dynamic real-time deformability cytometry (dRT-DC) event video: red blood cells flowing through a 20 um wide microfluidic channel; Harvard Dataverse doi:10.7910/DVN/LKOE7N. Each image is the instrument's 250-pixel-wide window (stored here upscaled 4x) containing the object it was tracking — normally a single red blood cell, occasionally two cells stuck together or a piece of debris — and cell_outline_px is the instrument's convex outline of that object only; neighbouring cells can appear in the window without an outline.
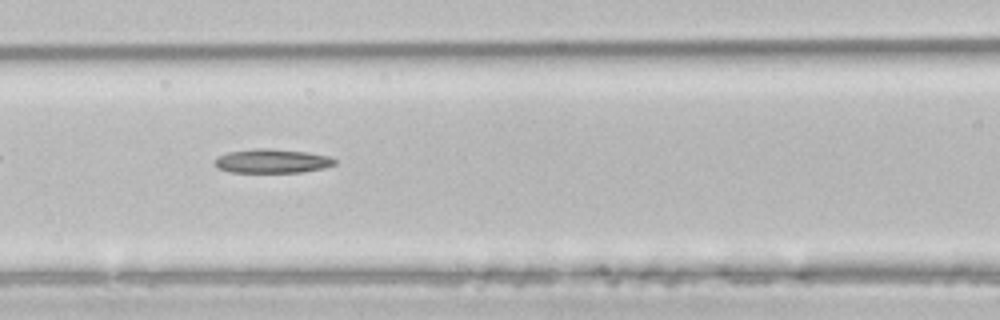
{"species": "common noctule bat (a hibernating species)", "species_latin": "Nyctalus noctula", "temperature_condition": "room temperature", "stored_images_in_passage": 36, "camera_frame_rate_fps": 3000, "um_per_image_px": 0.085, "animal": {"sex": "male", "body_mass_g": 21.5, "forearm_length_mm": 52.0}, "frame": {"image": 1, "passage_image": 16, "time_ms": 5.0, "image_size_px": [1000, 320], "cell_outline_px": [[336, 164], [324, 168], [300, 172], [228, 172], [220, 168], [216, 164], [216, 156], [228, 152], [256, 148], [272, 148], [308, 152], [328, 156], [336, 160]], "centroid_in_image_um": [23.14, 13.68], "position_along_channel_um": 143.5, "area_um2": 16.76}}
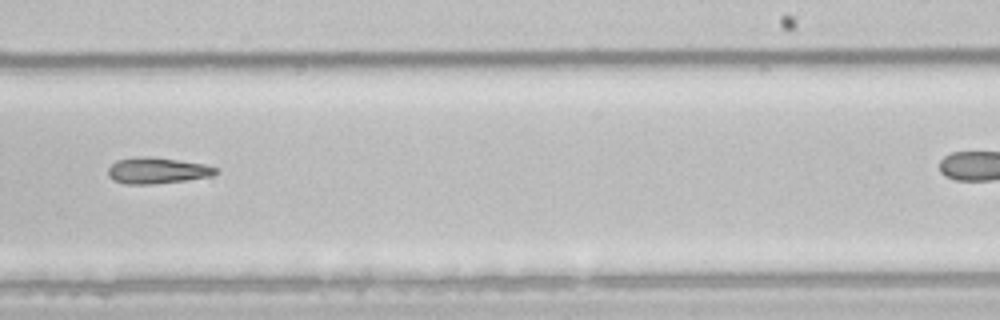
{"frame": {"image": 2, "passage_image": 26, "time_ms": 8.333, "image_size_px": [1000, 320], "cell_outline_px": [[220, 172], [212, 176], [184, 180], [152, 184], [124, 184], [112, 180], [108, 176], [108, 168], [116, 160], [148, 156], [204, 164], [220, 168]], "centroid_in_image_um": [13.37, 14.51], "position_along_channel_um": 275.6, "area_um2": 16.36}}